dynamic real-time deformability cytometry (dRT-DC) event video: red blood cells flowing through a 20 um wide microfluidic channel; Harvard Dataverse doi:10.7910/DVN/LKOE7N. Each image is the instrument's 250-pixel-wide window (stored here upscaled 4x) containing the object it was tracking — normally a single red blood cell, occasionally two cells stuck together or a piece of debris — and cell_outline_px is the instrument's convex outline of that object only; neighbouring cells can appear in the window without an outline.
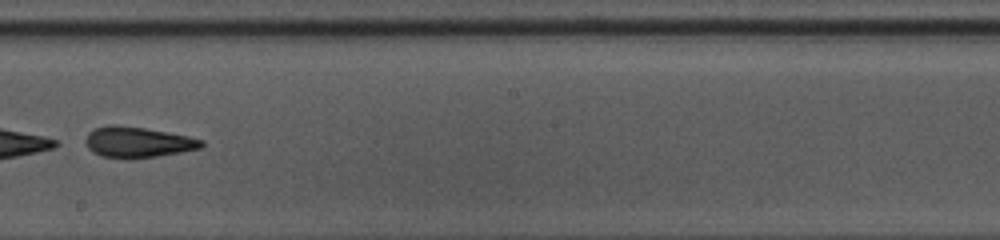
{"species": "common noctule bat (a hibernating species)", "species_latin": "Nyctalus noctula", "temperature_condition": "warm", "stored_images_in_passage": 35, "camera_frame_rate_fps": 3000, "um_per_image_px": 0.085, "animal": {"sex": "female", "body_mass_g": 10.0, "forearm_length_mm": 53.1}, "frame": {"image": 1, "passage_image": 16, "time_ms": 5.0, "image_size_px": [1000, 240], "cell_outline_px": [[204, 144], [200, 148], [180, 152], [156, 156], [124, 160], [100, 156], [92, 152], [88, 148], [84, 140], [88, 132], [96, 128], [108, 124], [120, 124], [144, 128], [188, 136], [204, 140]], "centroid_in_image_um": [11.64, 12.09], "position_along_channel_um": 236.6, "area_um2": 21.04}, "authors_computed_cell_mechanics": {"area_um2": 21.0392, "velocity_mm_per_s": 4.2904, "shape_relaxation_time_tau1_ms": 6.9203, "shape_relaxation_time_tau2_ms": 3.5286, "deformation_change_tau1": 0.2232, "deformation_change_tau2": 0.1281}}